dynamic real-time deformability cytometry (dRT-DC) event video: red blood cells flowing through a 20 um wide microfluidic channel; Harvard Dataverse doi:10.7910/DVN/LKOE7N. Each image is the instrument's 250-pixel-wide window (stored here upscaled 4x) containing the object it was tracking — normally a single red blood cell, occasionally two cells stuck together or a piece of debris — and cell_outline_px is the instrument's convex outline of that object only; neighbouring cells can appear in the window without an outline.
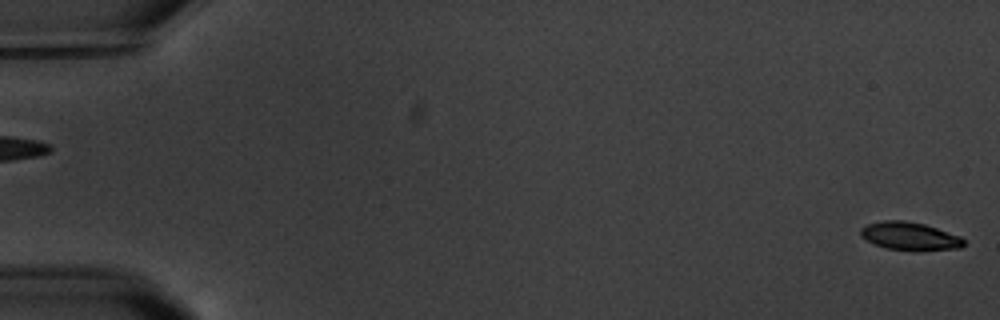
{"species": "common noctule bat (a hibernating species)", "species_latin": "Nyctalus noctula", "temperature_condition": "warm", "stored_images_in_passage": 3, "segment_of_instrument_passage": [2, 2], "camera_frame_rate_fps": 3000, "um_per_image_px": 0.085, "animal": {"sex": "male", "body_mass_g": 20.1, "forearm_length_mm": 53.5}, "frame": {"image": 1, "passage_image": 3, "time_ms": 2.667, "image_size_px": [1000, 320], "cell_outline_px": [[964, 244], [960, 248], [888, 248], [876, 244], [860, 236], [860, 228], [868, 224], [884, 220], [904, 220], [924, 224], [960, 236], [964, 240]], "centroid_in_image_um": [77.28, 20.01], "position_along_channel_um": 7.7, "area_um2": 15.9}}